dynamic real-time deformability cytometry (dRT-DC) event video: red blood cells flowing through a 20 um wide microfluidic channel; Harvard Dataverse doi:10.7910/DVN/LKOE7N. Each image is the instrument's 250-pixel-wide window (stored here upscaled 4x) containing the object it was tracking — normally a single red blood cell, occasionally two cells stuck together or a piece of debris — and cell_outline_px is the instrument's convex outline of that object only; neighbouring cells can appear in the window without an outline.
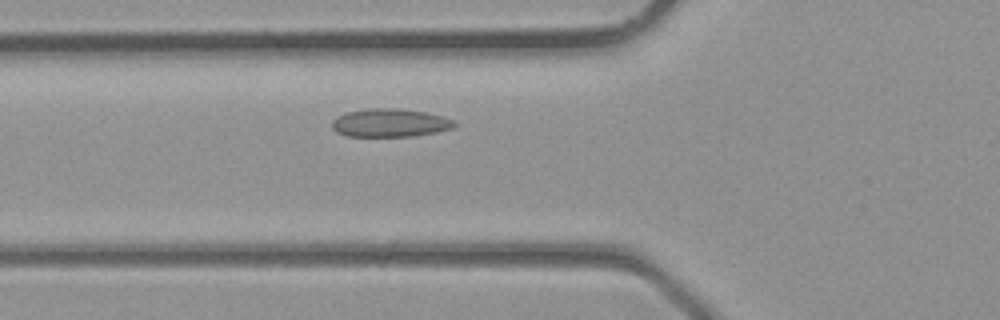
{"species": "common noctule bat (a hibernating species)", "species_latin": "Nyctalus noctula", "temperature_condition": "room temperature", "stored_images_in_passage": 4, "camera_frame_rate_fps": 3000, "um_per_image_px": 0.085, "animal": {"sex": "male", "body_mass_g": 23.1, "forearm_length_mm": 52.7}, "frame": {"image": 1, "passage_image": 4, "time_ms": 1.0, "image_size_px": [1000, 320], "cell_outline_px": [[456, 124], [452, 128], [436, 132], [412, 136], [348, 136], [336, 132], [332, 128], [332, 120], [336, 116], [348, 112], [368, 108], [396, 108], [424, 112], [444, 116], [452, 120]], "centroid_in_image_um": [33.12, 10.44], "position_along_channel_um": 92.7, "area_um2": 20.06}}